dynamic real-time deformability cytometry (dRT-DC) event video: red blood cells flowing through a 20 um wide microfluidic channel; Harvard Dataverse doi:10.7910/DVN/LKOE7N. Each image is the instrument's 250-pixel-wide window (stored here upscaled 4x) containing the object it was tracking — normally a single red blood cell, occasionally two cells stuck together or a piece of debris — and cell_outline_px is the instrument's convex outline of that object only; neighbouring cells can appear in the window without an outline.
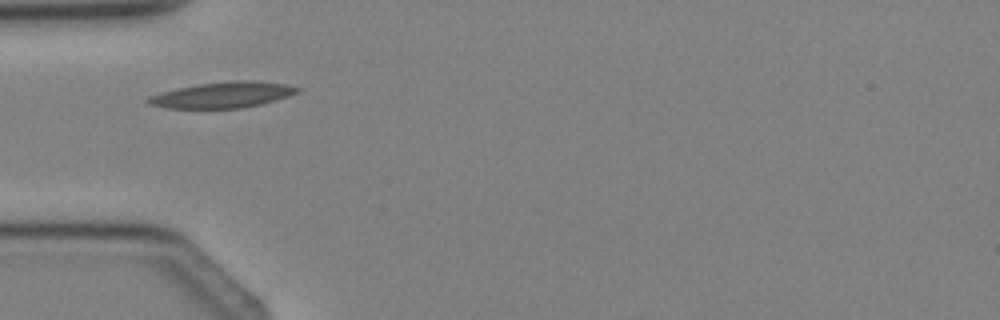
{"species": "Egyptian fruit bat (a non-hibernating species)", "species_latin": "Rousettus aegyptiacus", "temperature_condition": "cold", "stored_images_in_passage": 4, "camera_frame_rate_fps": 3000, "um_per_image_px": 0.085, "animal": {"sex": "female"}, "frame": {"image": 1, "passage_image": 4, "time_ms": 3.667, "image_size_px": [1000, 320], "cell_outline_px": [[304, 88], [300, 92], [276, 100], [260, 104], [240, 108], [168, 108], [148, 104], [144, 100], [148, 96], [160, 92], [176, 88], [200, 84], [240, 80], [256, 80], [284, 84]], "centroid_in_image_um": [18.93, 8.06], "position_along_channel_um": 66.1, "area_um2": 22.54}}